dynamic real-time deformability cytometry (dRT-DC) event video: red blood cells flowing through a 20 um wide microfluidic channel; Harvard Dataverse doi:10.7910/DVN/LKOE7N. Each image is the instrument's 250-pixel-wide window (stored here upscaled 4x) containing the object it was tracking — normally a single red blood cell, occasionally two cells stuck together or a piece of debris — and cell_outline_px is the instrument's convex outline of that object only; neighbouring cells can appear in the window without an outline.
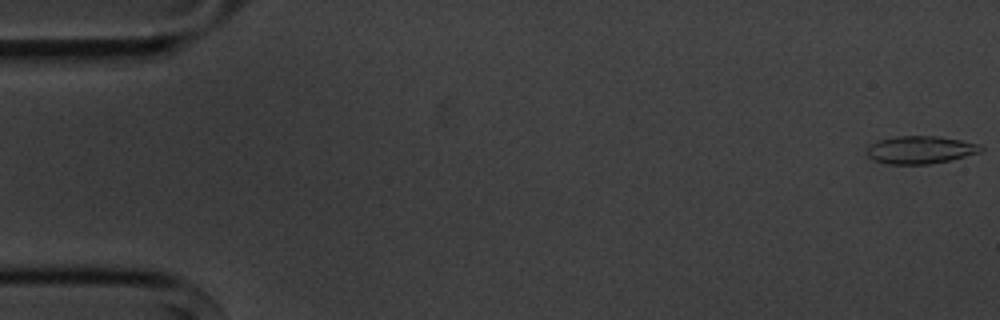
{"species": "common noctule bat (a hibernating species)", "species_latin": "Nyctalus noctula", "temperature_condition": "cold", "stored_images_in_passage": 6, "camera_frame_rate_fps": 3000, "um_per_image_px": 0.085, "animal": {"sex": "male", "body_mass_g": 20.1, "forearm_length_mm": 53.5}, "frame": {"image": 1, "passage_image": 1, "time_ms": 0.0, "image_size_px": [1000, 320], "cell_outline_px": [[984, 148], [980, 152], [952, 160], [928, 164], [888, 164], [876, 160], [868, 156], [868, 144], [892, 136], [940, 136], [980, 144]], "centroid_in_image_um": [78.25, 12.73], "position_along_channel_um": 6.7, "area_um2": 18.44}}
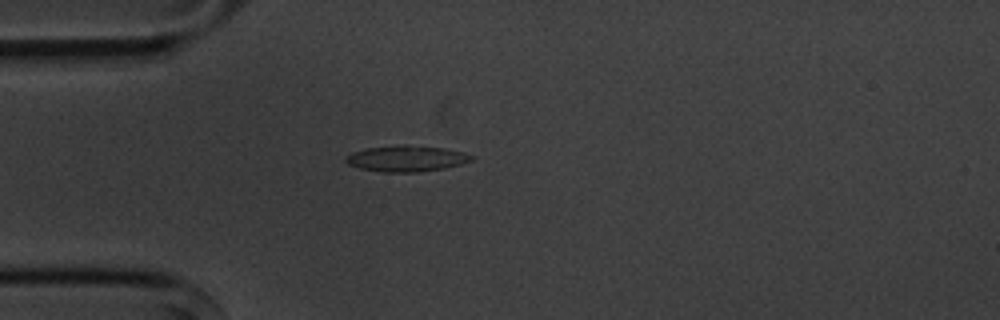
{"frame": {"image": 2, "passage_image": 5, "time_ms": 4.667, "image_size_px": [1000, 320], "cell_outline_px": [[476, 160], [444, 168], [416, 172], [384, 172], [360, 168], [348, 164], [344, 160], [344, 156], [352, 152], [364, 148], [404, 144], [408, 144], [444, 148], [464, 152], [476, 156]], "centroid_in_image_um": [34.56, 13.46], "position_along_channel_um": 50.4, "area_um2": 19.36}}